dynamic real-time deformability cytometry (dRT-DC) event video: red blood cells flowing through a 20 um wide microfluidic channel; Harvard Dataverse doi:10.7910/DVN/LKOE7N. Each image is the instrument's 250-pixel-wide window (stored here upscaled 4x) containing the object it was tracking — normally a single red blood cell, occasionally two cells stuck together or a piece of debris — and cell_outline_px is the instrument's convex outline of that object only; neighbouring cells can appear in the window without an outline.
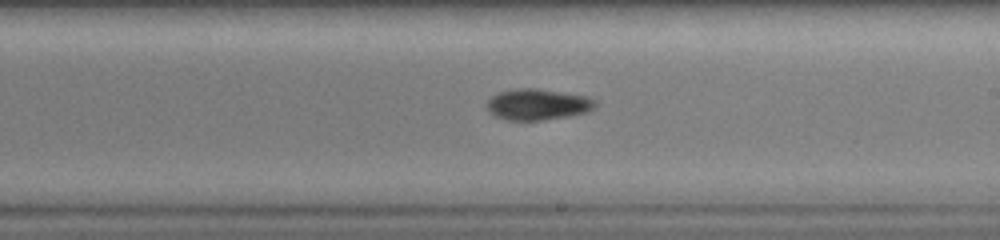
{"species": "common noctule bat (a hibernating species)", "species_latin": "Nyctalus noctula", "temperature_condition": "warm", "stored_images_in_passage": 29, "camera_frame_rate_fps": 3000, "um_per_image_px": 0.085, "animal": {"sex": "female", "body_mass_g": 19.0, "forearm_length_mm": 51.5}, "frame": {"image": 1, "passage_image": 12, "time_ms": 3.667, "image_size_px": [1000, 240], "cell_outline_px": [[596, 104], [592, 108], [584, 112], [568, 116], [540, 120], [508, 120], [496, 116], [488, 108], [488, 100], [492, 96], [500, 92], [516, 88], [536, 88], [588, 96], [596, 100]], "centroid_in_image_um": [45.72, 8.86], "position_along_channel_um": 243.3, "area_um2": 19.31}}
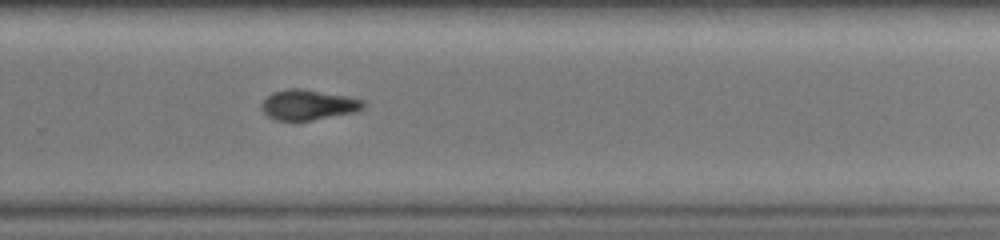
{"frame": {"image": 2, "passage_image": 16, "time_ms": 5.0, "image_size_px": [1000, 240], "cell_outline_px": [[364, 108], [352, 112], [308, 120], [276, 120], [268, 116], [264, 112], [264, 100], [272, 92], [288, 88], [304, 88], [348, 96], [364, 100]], "centroid_in_image_um": [26.21, 8.88], "position_along_channel_um": 303.6, "area_um2": 17.57}}
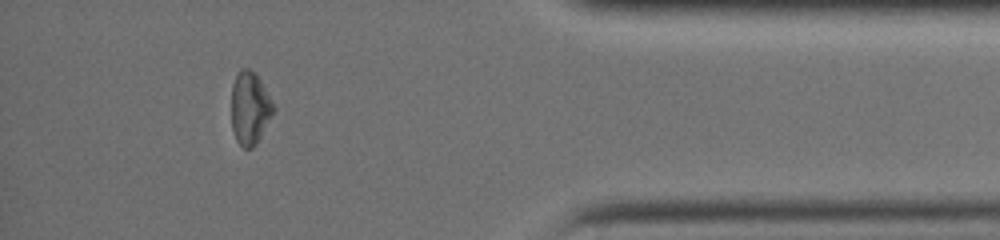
{"frame": {"image": 3, "passage_image": 25, "time_ms": 8.0, "image_size_px": [1000, 240], "cell_outline_px": [[276, 108], [256, 144], [252, 148], [244, 148], [236, 140], [232, 128], [232, 84], [240, 68], [248, 68], [256, 72]], "centroid_in_image_um": [21.24, 9.16], "position_along_channel_um": 414.0, "area_um2": 17.8}}